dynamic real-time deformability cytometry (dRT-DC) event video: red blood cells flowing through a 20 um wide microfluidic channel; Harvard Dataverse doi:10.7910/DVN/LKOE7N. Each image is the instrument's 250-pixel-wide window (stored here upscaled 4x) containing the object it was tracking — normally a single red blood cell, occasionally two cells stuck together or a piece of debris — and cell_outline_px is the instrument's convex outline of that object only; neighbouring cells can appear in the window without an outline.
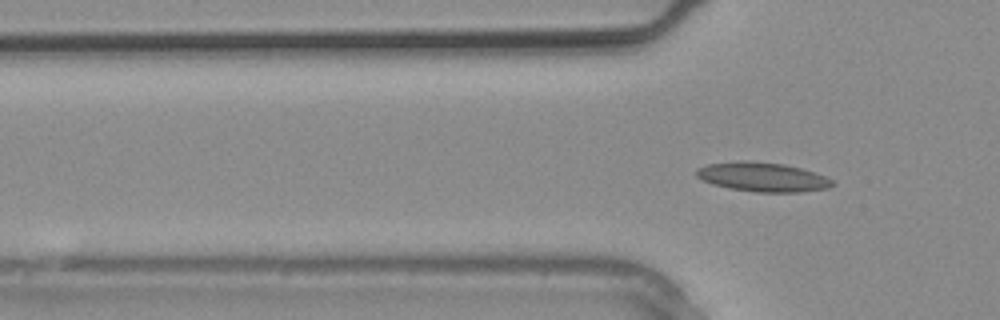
{"species": "common noctule bat (a hibernating species)", "species_latin": "Nyctalus noctula", "temperature_condition": "warm", "stored_images_in_passage": 2, "camera_frame_rate_fps": 3000, "um_per_image_px": 0.085, "animal": {"sex": "male", "body_mass_g": 20.4}, "frame": {"image": 1, "passage_image": 2, "time_ms": 0.333, "image_size_px": [1000, 320], "cell_outline_px": [[836, 184], [828, 188], [800, 192], [756, 192], [728, 188], [712, 184], [696, 176], [696, 168], [708, 164], [740, 160], [748, 160], [784, 164], [800, 168], [824, 176], [832, 180]], "centroid_in_image_um": [64.8, 15.04], "position_along_channel_um": 61.0, "area_um2": 23.18}}